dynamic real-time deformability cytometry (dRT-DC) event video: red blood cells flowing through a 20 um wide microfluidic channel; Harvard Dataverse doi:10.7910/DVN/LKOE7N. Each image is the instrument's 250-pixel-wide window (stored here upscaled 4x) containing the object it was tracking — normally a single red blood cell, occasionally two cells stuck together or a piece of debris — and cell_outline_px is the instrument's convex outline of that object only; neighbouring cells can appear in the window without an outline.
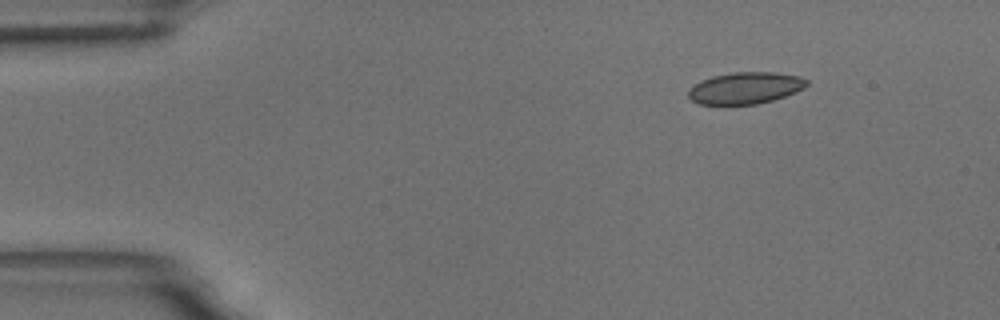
{"species": "common noctule bat (a hibernating species)", "species_latin": "Nyctalus noctula", "temperature_condition": "room temperature", "stored_images_in_passage": 49, "camera_frame_rate_fps": 3000, "um_per_image_px": 0.085, "animal": {"sex": "male", "body_mass_g": 18.8}, "frame": {"image": 1, "passage_image": 1, "time_ms": 0.0, "image_size_px": [1000, 320], "cell_outline_px": [[808, 84], [804, 88], [796, 92], [772, 100], [756, 104], [700, 104], [692, 100], [688, 96], [688, 88], [700, 80], [712, 76], [732, 72], [776, 72], [800, 76], [808, 80]], "centroid_in_image_um": [63.35, 7.47], "position_along_channel_um": 21.7, "area_um2": 21.96}}
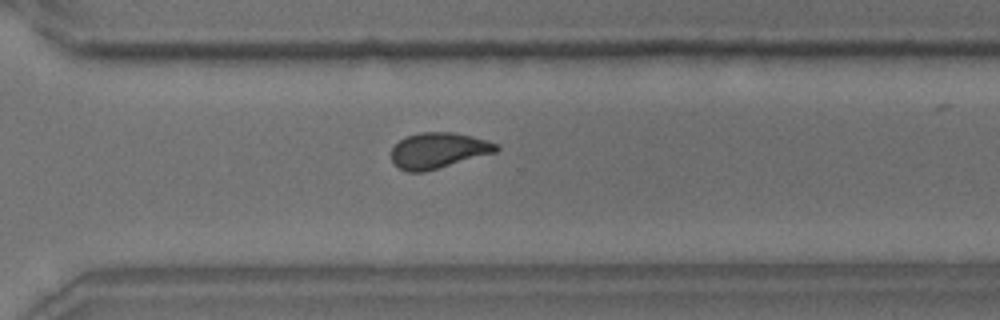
{"frame": {"image": 2, "passage_image": 33, "time_ms": 10.667, "image_size_px": [1000, 320], "cell_outline_px": [[500, 148], [496, 152], [424, 172], [408, 172], [396, 168], [392, 164], [392, 148], [404, 136], [420, 132], [452, 132], [472, 136], [488, 140], [500, 144]], "centroid_in_image_um": [37.25, 12.79], "position_along_channel_um": 333.4, "area_um2": 22.08}}
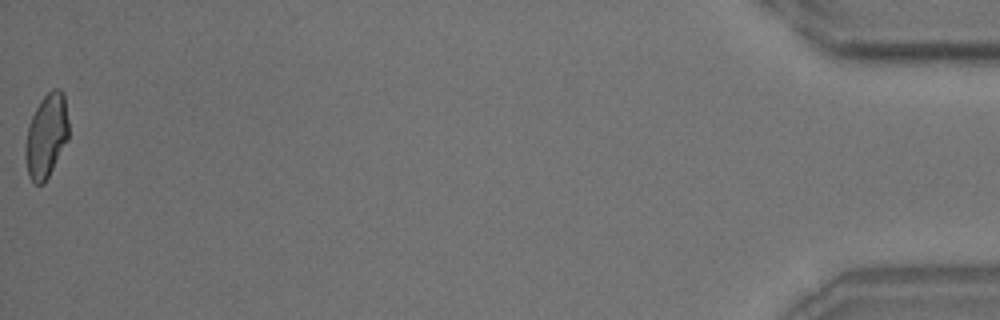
{"frame": {"image": 3, "passage_image": 49, "time_ms": 16.0, "image_size_px": [1000, 320], "cell_outline_px": [[68, 140], [44, 184], [36, 184], [28, 176], [24, 156], [24, 148], [28, 128], [32, 116], [40, 100], [52, 88], [60, 88], [64, 92], [68, 120]], "centroid_in_image_um": [3.94, 11.54], "position_along_channel_um": 431.3, "area_um2": 21.27}, "authors_computed_cell_mechanics": {"area_um2": 22.0218, "velocity_mm_per_s": 3.6571, "shape_relaxation_time_tau1_ms": 8.6696, "shape_relaxation_time_tau2_ms": 0.9255, "deformation_change_tau1": 0.1429, "deformation_change_tau2": 0.069}}